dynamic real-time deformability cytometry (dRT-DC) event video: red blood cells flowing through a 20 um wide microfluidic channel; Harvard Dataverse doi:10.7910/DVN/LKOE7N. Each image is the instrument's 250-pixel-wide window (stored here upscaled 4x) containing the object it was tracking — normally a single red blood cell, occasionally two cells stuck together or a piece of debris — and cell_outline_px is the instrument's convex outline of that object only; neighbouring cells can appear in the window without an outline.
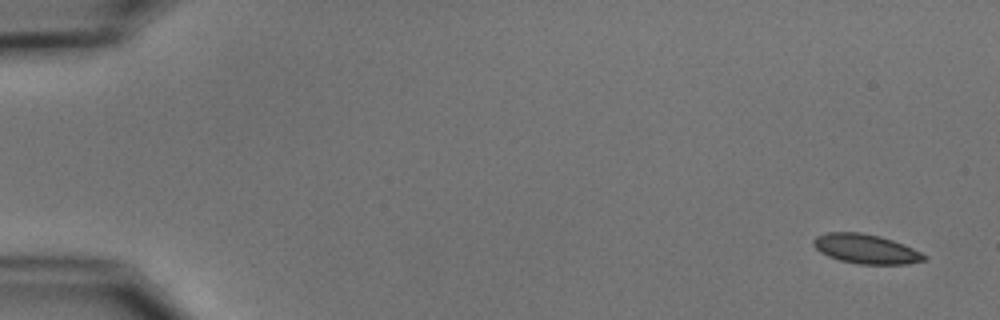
{"species": "common noctule bat (a hibernating species)", "species_latin": "Nyctalus noctula", "temperature_condition": "cold", "stored_images_in_passage": 5, "segment_of_instrument_passage": [1, 2], "camera_frame_rate_fps": 3000, "um_per_image_px": 0.085, "animal": {"sex": "male", "body_mass_g": 15.6}, "frame": {"image": 1, "passage_image": 1, "time_ms": 0.0, "image_size_px": [1000, 320], "cell_outline_px": [[928, 256], [924, 260], [908, 264], [860, 264], [840, 260], [828, 256], [820, 252], [812, 244], [812, 240], [816, 236], [828, 232], [860, 232], [880, 236], [904, 244]], "centroid_in_image_um": [73.58, 21.15], "position_along_channel_um": 11.4, "area_um2": 18.96}}